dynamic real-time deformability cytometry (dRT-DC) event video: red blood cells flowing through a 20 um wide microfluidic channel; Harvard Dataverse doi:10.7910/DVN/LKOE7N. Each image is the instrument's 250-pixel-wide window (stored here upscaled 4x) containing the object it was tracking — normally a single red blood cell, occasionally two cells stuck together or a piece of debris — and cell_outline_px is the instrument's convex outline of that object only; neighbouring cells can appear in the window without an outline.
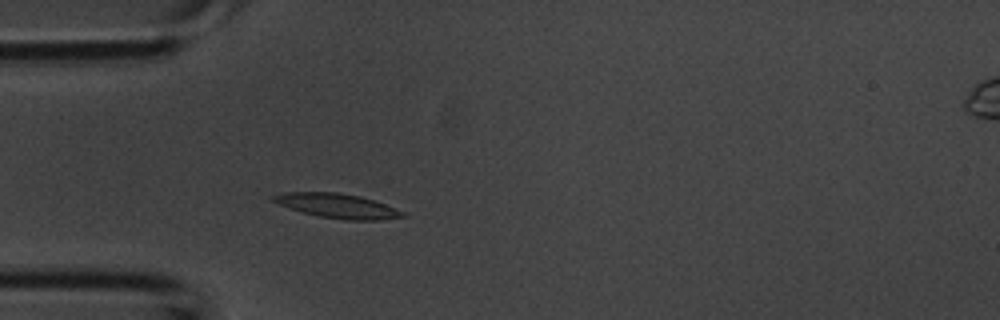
{"species": "common noctule bat (a hibernating species)", "species_latin": "Nyctalus noctula", "temperature_condition": "room temperature", "stored_images_in_passage": 40, "camera_frame_rate_fps": 3000, "um_per_image_px": 0.085, "animal": {"sex": "male", "body_mass_g": 20.1, "forearm_length_mm": 53.5}, "frame": {"image": 1, "passage_image": 9, "time_ms": 2.667, "image_size_px": [1000, 320], "cell_outline_px": [[408, 216], [380, 220], [348, 220], [320, 216], [300, 212], [280, 204], [272, 200], [272, 196], [284, 192], [336, 192], [360, 196], [376, 200], [404, 212]], "centroid_in_image_um": [28.72, 17.49], "position_along_channel_um": 56.3, "area_um2": 18.38}}
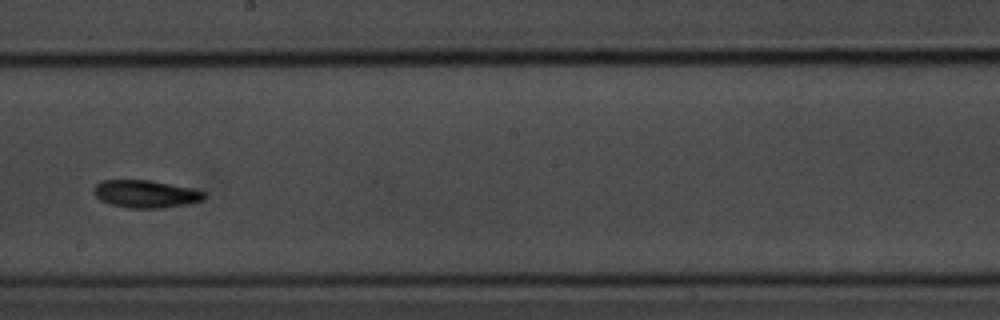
{"frame": {"image": 2, "passage_image": 21, "time_ms": 6.667, "image_size_px": [1000, 320], "cell_outline_px": [[208, 196], [204, 200], [188, 204], [164, 208], [128, 208], [112, 204], [100, 200], [92, 192], [92, 188], [100, 180], [152, 180], [192, 188], [204, 192]], "centroid_in_image_um": [12.39, 16.48], "position_along_channel_um": 235.8, "area_um2": 18.03}}
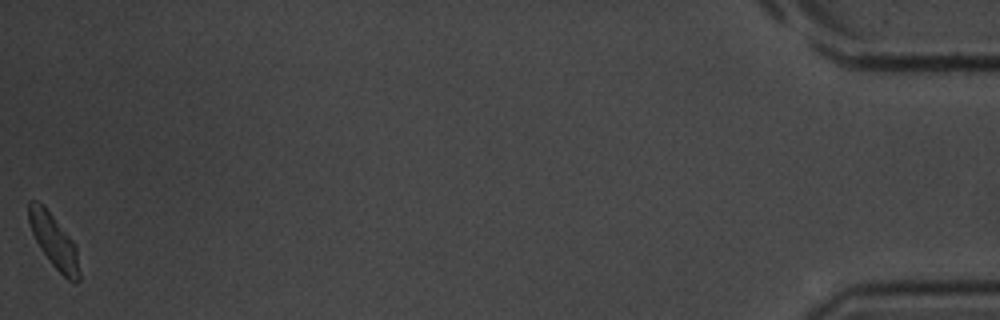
{"frame": {"image": 3, "passage_image": 40, "time_ms": 13.0, "image_size_px": [1000, 320], "cell_outline_px": [[80, 280], [68, 280], [48, 260], [40, 248], [28, 224], [28, 200], [36, 200], [44, 204], [76, 244], [80, 272]], "centroid_in_image_um": [4.57, 20.44], "position_along_channel_um": 430.6, "area_um2": 15.95}}